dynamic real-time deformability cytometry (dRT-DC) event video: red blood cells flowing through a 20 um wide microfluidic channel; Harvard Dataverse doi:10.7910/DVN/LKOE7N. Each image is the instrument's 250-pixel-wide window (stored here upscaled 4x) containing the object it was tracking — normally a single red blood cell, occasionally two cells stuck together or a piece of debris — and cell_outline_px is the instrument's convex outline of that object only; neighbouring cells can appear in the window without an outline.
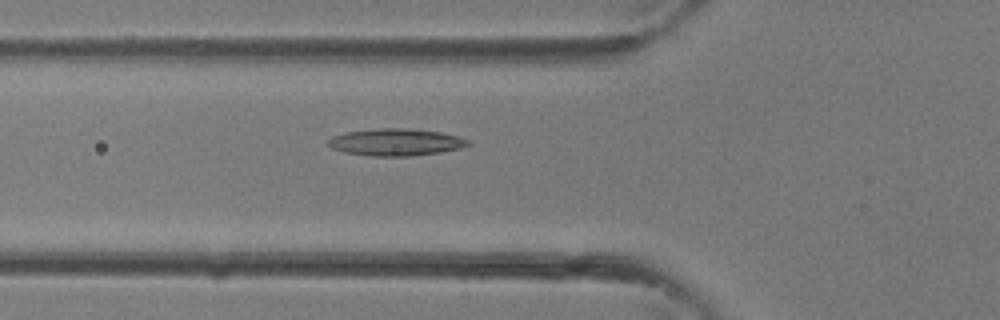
{"species": "common noctule bat (a hibernating species)", "species_latin": "Nyctalus noctula", "temperature_condition": "room temperature", "stored_images_in_passage": 36, "camera_frame_rate_fps": 3000, "um_per_image_px": 0.085, "animal": {"sex": "female"}, "frame": {"image": 1, "passage_image": 13, "time_ms": 4.0, "image_size_px": [1000, 320], "cell_outline_px": [[472, 144], [460, 148], [440, 152], [408, 156], [372, 156], [344, 152], [332, 148], [328, 144], [328, 140], [332, 136], [344, 132], [376, 128], [408, 128], [440, 132], [456, 136], [468, 140]], "centroid_in_image_um": [33.61, 12.08], "position_along_channel_um": 92.2, "area_um2": 22.02}}
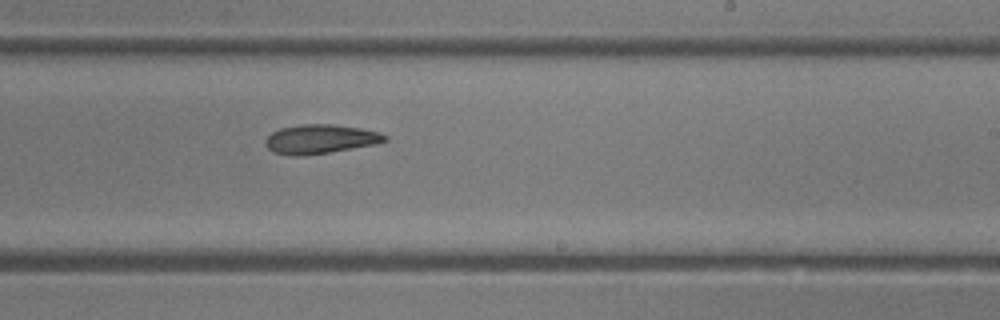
{"frame": {"image": 2, "passage_image": 22, "time_ms": 7.0, "image_size_px": [1000, 320], "cell_outline_px": [[388, 140], [376, 144], [304, 156], [292, 156], [272, 152], [264, 144], [264, 140], [272, 132], [280, 128], [300, 124], [336, 124], [360, 128], [380, 132], [388, 136]], "centroid_in_image_um": [27.21, 11.82], "position_along_channel_um": 261.8, "area_um2": 20.46}}
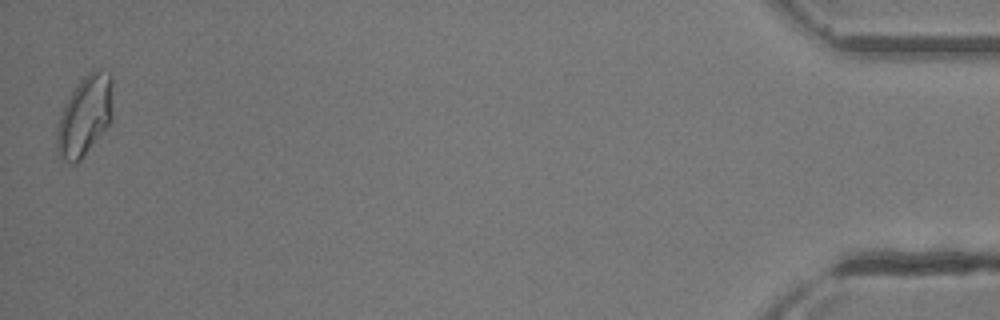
{"frame": {"image": 3, "passage_image": 36, "time_ms": 11.667, "image_size_px": [1000, 320], "cell_outline_px": [[112, 116], [108, 124], [80, 160], [76, 164], [72, 164], [64, 160], [60, 156], [56, 148], [56, 128], [60, 112], [72, 92], [80, 80], [88, 72], [96, 68], [108, 72], [112, 76]], "centroid_in_image_um": [7.19, 9.82], "position_along_channel_um": 428.0, "area_um2": 26.01}}